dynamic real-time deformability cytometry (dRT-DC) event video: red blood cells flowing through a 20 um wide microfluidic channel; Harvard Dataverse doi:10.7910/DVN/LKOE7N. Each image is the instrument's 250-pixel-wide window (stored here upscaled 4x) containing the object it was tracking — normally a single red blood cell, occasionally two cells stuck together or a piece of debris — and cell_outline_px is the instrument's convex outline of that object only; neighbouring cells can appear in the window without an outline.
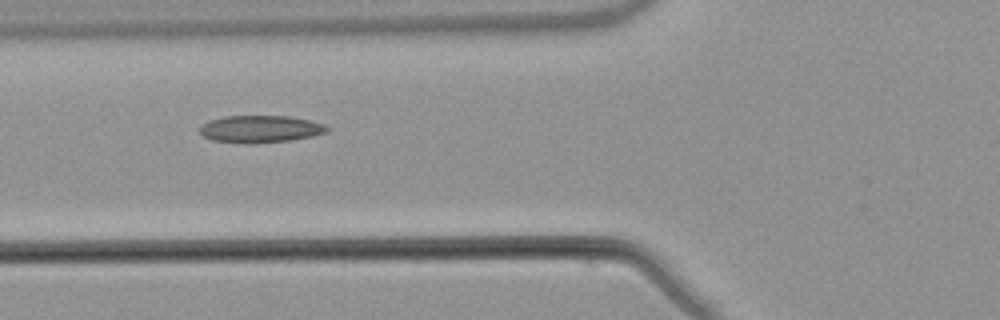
{"species": "common noctule bat (a hibernating species)", "species_latin": "Nyctalus noctula", "temperature_condition": "warm", "stored_images_in_passage": 5, "camera_frame_rate_fps": 3000, "um_per_image_px": 0.085, "animal": {"sex": "male", "body_mass_g": 21.5, "forearm_length_mm": 52.0}, "frame": {"image": 1, "passage_image": 3, "time_ms": 2.333, "image_size_px": [1000, 320], "cell_outline_px": [[328, 132], [312, 136], [292, 140], [252, 144], [248, 144], [212, 140], [204, 136], [200, 132], [200, 128], [208, 120], [224, 116], [288, 116], [308, 120], [324, 124], [328, 128]], "centroid_in_image_um": [22.12, 10.97], "position_along_channel_um": 103.7, "area_um2": 20.17}}
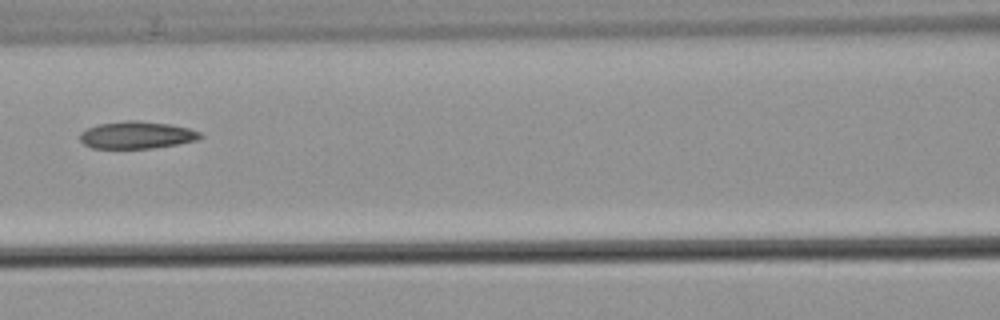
{"frame": {"image": 2, "passage_image": 4, "time_ms": 3.667, "image_size_px": [1000, 320], "cell_outline_px": [[204, 136], [196, 140], [176, 144], [152, 148], [92, 148], [84, 144], [80, 140], [80, 132], [88, 128], [100, 124], [128, 120], [136, 120], [172, 124], [188, 128], [200, 132]], "centroid_in_image_um": [11.63, 11.47], "position_along_channel_um": 155.0, "area_um2": 19.02}}